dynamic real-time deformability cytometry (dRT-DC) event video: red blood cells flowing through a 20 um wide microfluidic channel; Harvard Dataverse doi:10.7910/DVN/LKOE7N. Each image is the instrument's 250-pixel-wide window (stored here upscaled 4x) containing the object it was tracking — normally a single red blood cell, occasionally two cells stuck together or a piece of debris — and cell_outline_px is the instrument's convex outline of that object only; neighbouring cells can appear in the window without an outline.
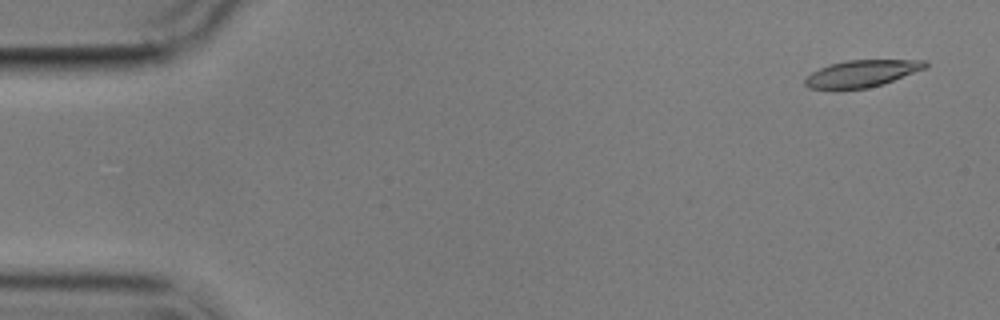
{"species": "common noctule bat (a hibernating species)", "species_latin": "Nyctalus noctula", "temperature_condition": "cold", "stored_images_in_passage": 6, "camera_frame_rate_fps": 3000, "um_per_image_px": 0.085, "animal": {"sex": "male", "body_mass_g": 17.9}, "frame": {"image": 1, "passage_image": 1, "time_ms": 0.0, "image_size_px": [1000, 320], "cell_outline_px": [[928, 68], [868, 88], [808, 88], [804, 84], [804, 80], [812, 72], [828, 64], [848, 60], [928, 60]], "centroid_in_image_um": [73.28, 6.22], "position_along_channel_um": 11.7, "area_um2": 18.55}}
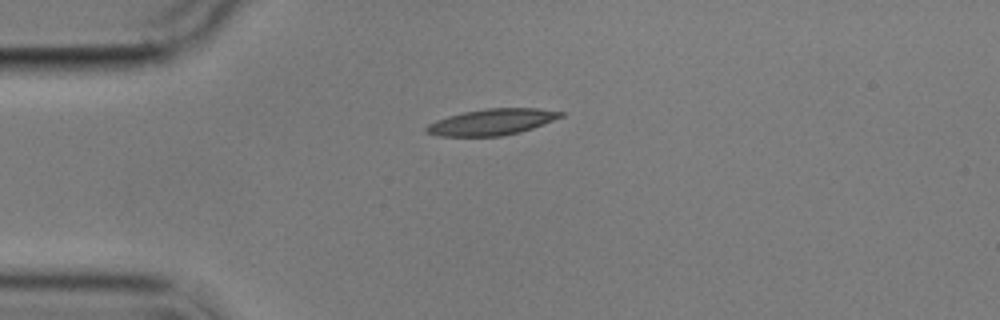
{"frame": {"image": 2, "passage_image": 4, "time_ms": 3.667, "image_size_px": [1000, 320], "cell_outline_px": [[564, 116], [532, 128], [520, 132], [500, 136], [440, 136], [424, 132], [424, 128], [428, 124], [436, 120], [448, 116], [464, 112], [488, 108], [536, 108], [564, 112]], "centroid_in_image_um": [41.79, 10.37], "position_along_channel_um": 43.2, "area_um2": 20.4}}
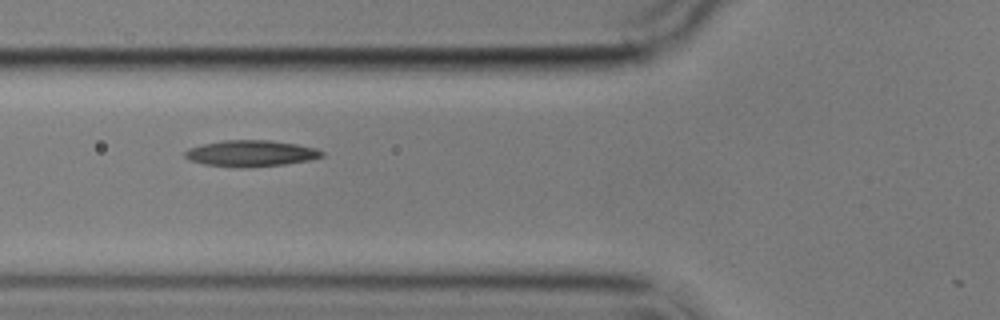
{"frame": {"image": 3, "passage_image": 6, "time_ms": 6.0, "image_size_px": [1000, 320], "cell_outline_px": [[324, 156], [308, 160], [284, 164], [244, 168], [240, 168], [204, 164], [188, 160], [184, 156], [184, 152], [188, 148], [204, 144], [224, 140], [272, 140], [296, 144], [316, 148], [324, 152]], "centroid_in_image_um": [21.31, 13.04], "position_along_channel_um": 104.5, "area_um2": 20.98}}